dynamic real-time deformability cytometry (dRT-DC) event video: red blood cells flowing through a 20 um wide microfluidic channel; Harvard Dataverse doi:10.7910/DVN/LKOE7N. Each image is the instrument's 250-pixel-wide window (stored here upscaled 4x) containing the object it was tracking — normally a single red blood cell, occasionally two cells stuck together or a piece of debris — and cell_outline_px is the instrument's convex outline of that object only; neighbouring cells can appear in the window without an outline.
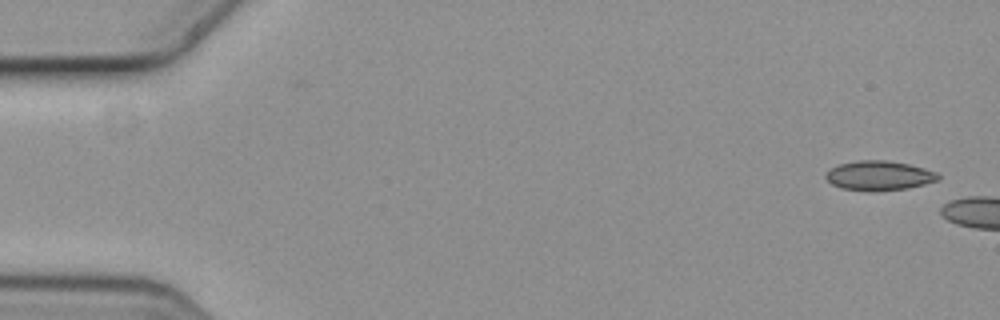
{"species": "common noctule bat (a hibernating species)", "species_latin": "Nyctalus noctula", "temperature_condition": "cold", "stored_images_in_passage": 7, "camera_frame_rate_fps": 3000, "um_per_image_px": 0.085, "animal": {"sex": "female", "body_mass_g": 19.3, "forearm_length_mm": 54.1}, "frame": {"image": 1, "passage_image": 1, "time_ms": 0.0, "image_size_px": [1000, 320], "cell_outline_px": [[940, 176], [936, 180], [924, 184], [908, 188], [876, 192], [868, 192], [840, 188], [832, 184], [824, 176], [824, 172], [840, 164], [860, 160], [884, 160], [908, 164], [924, 168], [936, 172]], "centroid_in_image_um": [74.68, 14.94], "position_along_channel_um": 10.3, "area_um2": 19.42}}
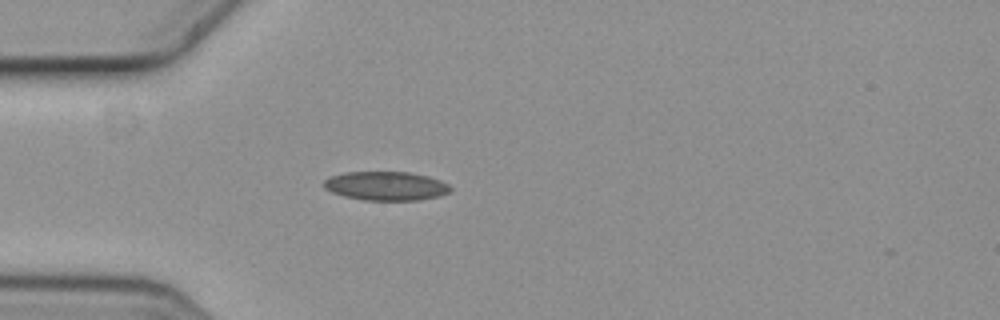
{"frame": {"image": 2, "passage_image": 6, "time_ms": 1.667, "image_size_px": [1000, 320], "cell_outline_px": [[452, 188], [448, 192], [440, 196], [420, 200], [364, 200], [344, 196], [332, 192], [324, 188], [324, 180], [328, 176], [344, 172], [408, 172], [428, 176], [440, 180], [448, 184]], "centroid_in_image_um": [32.79, 15.8], "position_along_channel_um": 52.2, "area_um2": 21.39}}